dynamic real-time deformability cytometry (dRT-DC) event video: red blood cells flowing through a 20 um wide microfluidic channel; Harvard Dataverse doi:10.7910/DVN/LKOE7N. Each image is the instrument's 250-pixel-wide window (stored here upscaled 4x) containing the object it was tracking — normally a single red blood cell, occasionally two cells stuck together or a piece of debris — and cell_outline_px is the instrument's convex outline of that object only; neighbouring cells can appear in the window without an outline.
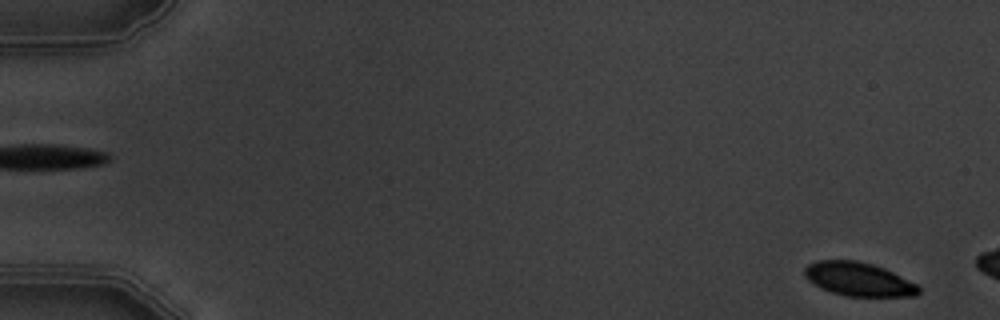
{"species": "common noctule bat (a hibernating species)", "species_latin": "Nyctalus noctula", "temperature_condition": "warm", "stored_images_in_passage": 5, "camera_frame_rate_fps": 3000, "um_per_image_px": 0.085, "animal": {"sex": "male", "body_mass_g": 19.5, "forearm_length_mm": 54.6}, "frame": {"image": 1, "passage_image": 5, "time_ms": 5.333, "image_size_px": [1000, 320], "cell_outline_px": [[920, 292], [916, 296], [844, 296], [820, 288], [808, 280], [804, 276], [804, 268], [808, 264], [816, 260], [856, 260], [872, 264], [884, 268], [916, 284], [920, 288]], "centroid_in_image_um": [72.94, 23.73], "position_along_channel_um": 12.1, "area_um2": 22.37}}